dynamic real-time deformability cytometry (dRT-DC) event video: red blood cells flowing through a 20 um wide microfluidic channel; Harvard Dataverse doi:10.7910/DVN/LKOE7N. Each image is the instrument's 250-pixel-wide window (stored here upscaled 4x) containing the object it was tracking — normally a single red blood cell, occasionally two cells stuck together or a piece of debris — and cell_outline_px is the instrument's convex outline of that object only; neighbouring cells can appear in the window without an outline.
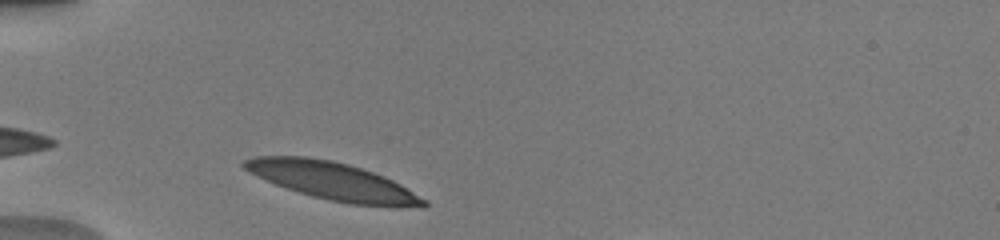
{"species": "human", "species_latin": "Homo sapiens", "temperature_condition": "warm", "stored_images_in_passage": 28, "camera_frame_rate_fps": 3000, "um_per_image_px": 0.085, "donor": {"sex": "male"}, "frame": {"image": 1, "passage_image": 1, "time_ms": 0.0, "image_size_px": [1000, 240], "cell_outline_px": [[428, 204], [424, 208], [348, 204], [312, 196], [276, 184], [244, 168], [240, 164], [244, 160], [256, 156], [308, 156], [332, 160], [348, 164], [384, 176], [400, 184], [428, 200]], "centroid_in_image_um": [28.35, 15.4], "position_along_channel_um": 56.6, "area_um2": 39.02}}
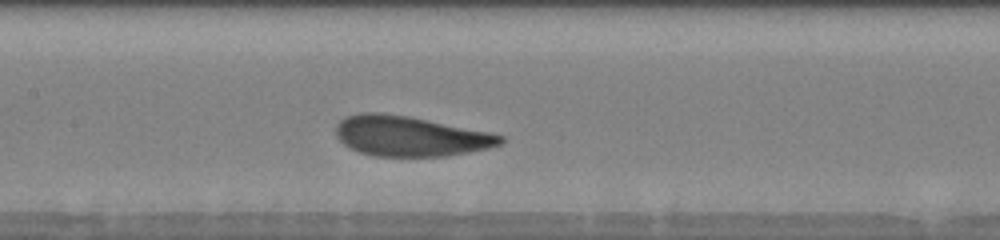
{"frame": {"image": 2, "passage_image": 11, "time_ms": 3.333, "image_size_px": [1000, 240], "cell_outline_px": [[504, 140], [500, 144], [488, 148], [448, 156], [376, 156], [360, 152], [348, 148], [336, 136], [336, 124], [344, 116], [360, 112], [380, 112], [408, 116], [488, 132], [504, 136]], "centroid_in_image_um": [34.8, 11.56], "position_along_channel_um": 172.6, "area_um2": 38.44}}
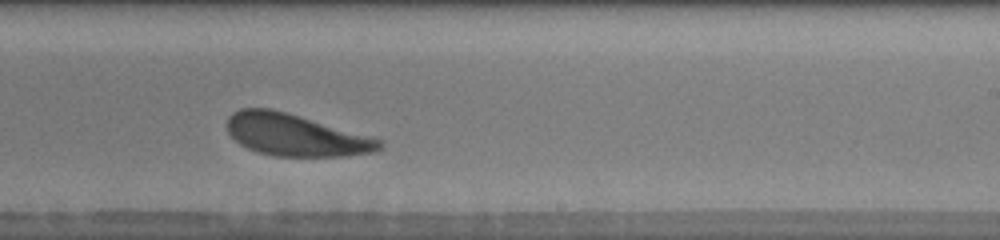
{"frame": {"image": 3, "passage_image": 18, "time_ms": 5.667, "image_size_px": [1000, 240], "cell_outline_px": [[384, 148], [376, 152], [348, 156], [276, 156], [256, 152], [240, 144], [228, 132], [228, 116], [232, 112], [240, 108], [272, 108], [384, 140]], "centroid_in_image_um": [25.16, 11.48], "position_along_channel_um": 263.8, "area_um2": 37.34}, "authors_computed_cell_mechanics": {"area_um2": 38.3792, "velocity_mm_per_s": 3.9283, "shape_relaxation_time_tau1_ms": 1.9143, "shape_relaxation_time_tau2_ms": 2.4707, "deformation_change_tau1": 0.1287, "deformation_change_tau2": 0.1187}}